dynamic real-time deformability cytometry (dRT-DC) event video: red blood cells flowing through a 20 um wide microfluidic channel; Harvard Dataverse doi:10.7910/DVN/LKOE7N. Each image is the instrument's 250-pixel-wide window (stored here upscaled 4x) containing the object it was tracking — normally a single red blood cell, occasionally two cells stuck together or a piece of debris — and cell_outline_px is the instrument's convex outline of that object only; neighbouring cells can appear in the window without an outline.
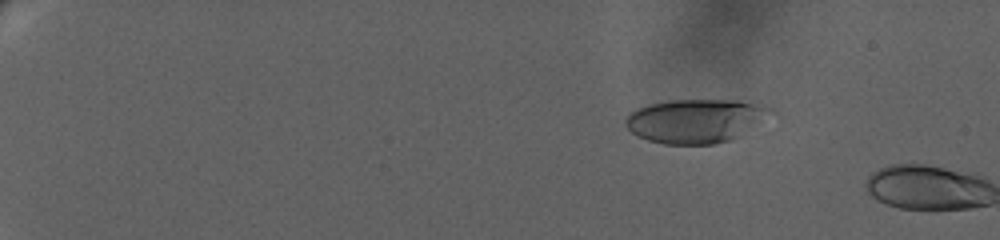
{"species": "human", "species_latin": "Homo sapiens", "temperature_condition": "warm", "stored_images_in_passage": 16, "camera_frame_rate_fps": 3000, "um_per_image_px": 0.085, "donor": {"sex": "female"}, "frame": {"image": 1, "passage_image": 13, "time_ms": 4.0, "image_size_px": [1000, 240], "cell_outline_px": [[780, 116], [732, 140], [712, 144], [664, 144], [648, 140], [632, 132], [624, 124], [624, 120], [636, 108], [668, 100], [736, 100], [776, 108]], "centroid_in_image_um": [59.32, 10.27], "position_along_channel_um": 25.7, "area_um2": 38.03}}